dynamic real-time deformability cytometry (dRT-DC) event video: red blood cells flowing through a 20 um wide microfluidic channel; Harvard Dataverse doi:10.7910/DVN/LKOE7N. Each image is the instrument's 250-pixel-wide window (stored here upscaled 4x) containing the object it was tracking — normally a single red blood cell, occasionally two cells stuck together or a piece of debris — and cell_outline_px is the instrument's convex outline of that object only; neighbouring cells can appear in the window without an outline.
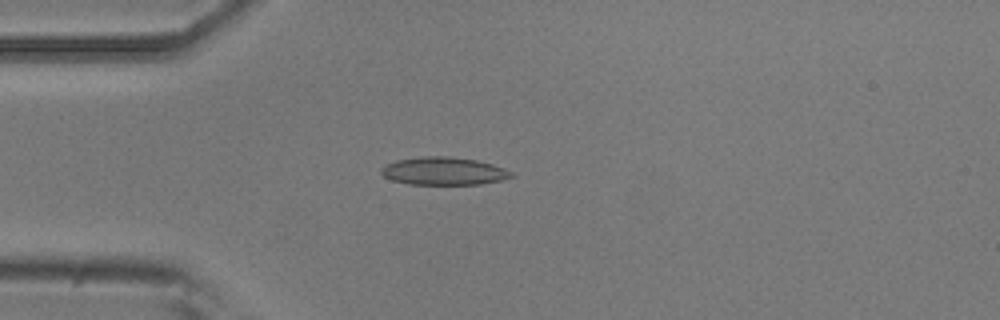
{"species": "common noctule bat (a hibernating species)", "species_latin": "Nyctalus noctula", "temperature_condition": "room temperature", "stored_images_in_passage": 6, "camera_frame_rate_fps": 3000, "um_per_image_px": 0.085, "animal": {"sex": "male", "body_mass_g": 20.5, "forearm_length_mm": 52.5}, "frame": {"image": 1, "passage_image": 4, "time_ms": 3.333, "image_size_px": [1000, 320], "cell_outline_px": [[516, 176], [500, 180], [480, 184], [408, 184], [392, 180], [384, 176], [380, 172], [380, 168], [396, 160], [424, 156], [448, 156], [476, 160], [492, 164], [504, 168], [512, 172]], "centroid_in_image_um": [37.72, 14.54], "position_along_channel_um": 47.3, "area_um2": 21.04}}
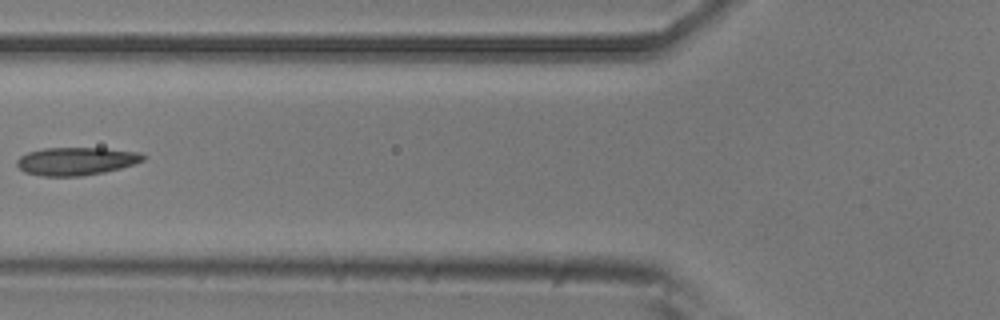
{"frame": {"image": 2, "passage_image": 6, "time_ms": 5.667, "image_size_px": [1000, 320], "cell_outline_px": [[148, 156], [144, 160], [120, 168], [104, 172], [80, 176], [40, 176], [24, 172], [16, 164], [16, 160], [20, 156], [28, 152], [44, 148], [104, 148], [140, 152]], "centroid_in_image_um": [6.47, 13.69], "position_along_channel_um": 119.3, "area_um2": 20.63}}